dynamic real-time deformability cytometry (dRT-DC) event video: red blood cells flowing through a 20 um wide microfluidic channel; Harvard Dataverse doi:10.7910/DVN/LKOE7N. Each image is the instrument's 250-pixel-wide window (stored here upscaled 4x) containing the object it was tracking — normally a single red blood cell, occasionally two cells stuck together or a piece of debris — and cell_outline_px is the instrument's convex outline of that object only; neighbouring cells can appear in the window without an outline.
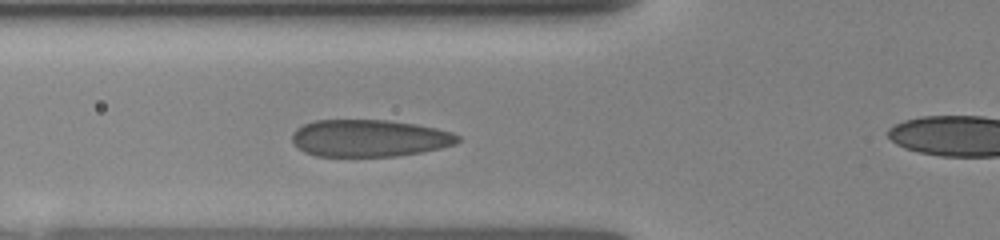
{"species": "human", "species_latin": "Homo sapiens", "temperature_condition": "room temperature", "stored_images_in_passage": 26, "camera_frame_rate_fps": 3000, "um_per_image_px": 0.085, "donor": {"sex": "female"}, "frame": {"image": 1, "passage_image": 5, "time_ms": 2.667, "image_size_px": [1000, 240], "cell_outline_px": [[460, 140], [456, 144], [440, 148], [420, 152], [396, 156], [316, 156], [304, 152], [292, 144], [292, 132], [296, 128], [304, 124], [316, 120], [388, 120], [416, 124], [436, 128], [452, 132], [460, 136]], "centroid_in_image_um": [31.37, 11.74], "position_along_channel_um": 94.4, "area_um2": 36.01}}
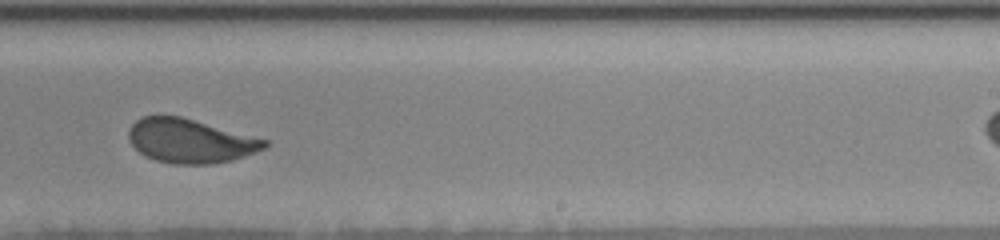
{"frame": {"image": 2, "passage_image": 16, "time_ms": 7.0, "image_size_px": [1000, 240], "cell_outline_px": [[268, 144], [264, 148], [244, 156], [232, 160], [212, 164], [172, 164], [156, 160], [144, 156], [128, 140], [128, 128], [136, 120], [144, 116], [180, 116], [268, 140]], "centroid_in_image_um": [16.13, 11.98], "position_along_channel_um": 272.9, "area_um2": 34.68}}
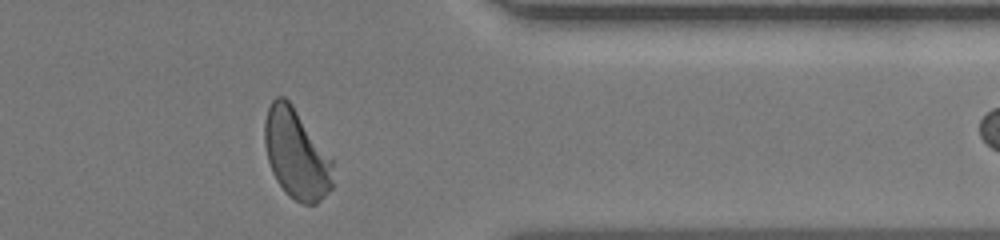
{"frame": {"image": 3, "passage_image": 24, "time_ms": 10.0, "image_size_px": [1000, 240], "cell_outline_px": [[332, 188], [316, 204], [300, 204], [288, 196], [284, 192], [276, 180], [272, 172], [268, 160], [264, 144], [264, 120], [268, 108], [272, 100], [276, 96], [284, 96], [292, 104], [332, 160]], "centroid_in_image_um": [25.15, 13.11], "position_along_channel_um": 386.3, "area_um2": 35.6}}